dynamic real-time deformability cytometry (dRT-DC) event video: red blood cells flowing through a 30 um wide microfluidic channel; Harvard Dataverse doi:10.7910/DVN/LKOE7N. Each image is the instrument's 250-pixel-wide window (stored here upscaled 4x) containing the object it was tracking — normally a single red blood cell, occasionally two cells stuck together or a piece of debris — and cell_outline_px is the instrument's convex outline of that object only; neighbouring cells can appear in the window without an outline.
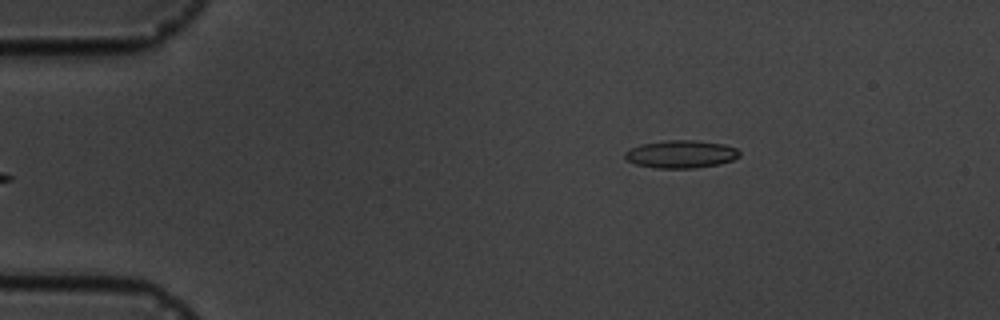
{"species": "common noctule bat (a hibernating species)", "species_latin": "Nyctalus noctula", "temperature_condition": "cold", "stored_images_in_passage": 6, "camera_frame_rate_fps": 3000, "um_per_image_px": 0.085, "animal": {"sex": "male", "body_mass_g": 19.5, "forearm_length_mm": 54.6}, "frame": {"image": 1, "passage_image": 6, "time_ms": 6.0, "image_size_px": [1000, 320], "cell_outline_px": [[740, 156], [732, 160], [720, 164], [696, 168], [656, 168], [636, 164], [628, 160], [624, 156], [624, 152], [640, 144], [668, 140], [692, 140], [724, 144], [736, 148], [740, 152]], "centroid_in_image_um": [57.9, 13.1], "position_along_channel_um": 27.1, "area_um2": 18.5}}